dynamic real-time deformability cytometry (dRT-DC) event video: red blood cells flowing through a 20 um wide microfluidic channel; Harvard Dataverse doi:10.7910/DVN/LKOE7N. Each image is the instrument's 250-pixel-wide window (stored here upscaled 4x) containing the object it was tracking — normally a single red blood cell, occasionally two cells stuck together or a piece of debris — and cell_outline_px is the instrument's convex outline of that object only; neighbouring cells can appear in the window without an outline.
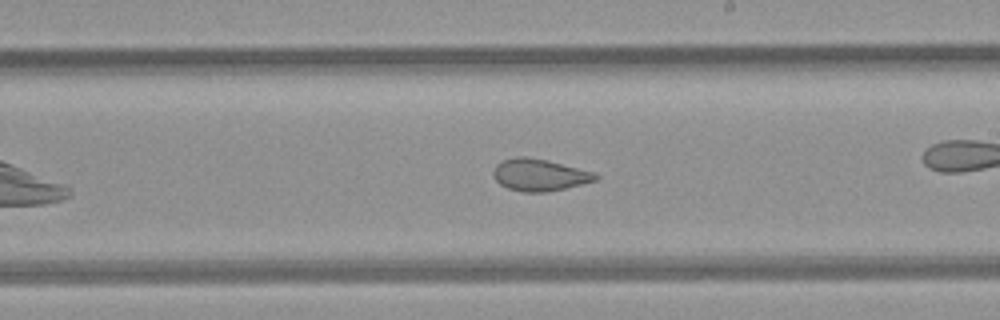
{"species": "common noctule bat (a hibernating species)", "species_latin": "Nyctalus noctula", "temperature_condition": "room temperature", "stored_images_in_passage": 33, "camera_frame_rate_fps": 3000, "um_per_image_px": 0.085, "animal": {"sex": "female", "body_mass_g": 21.9}, "frame": {"image": 1, "passage_image": 19, "time_ms": 6.0, "image_size_px": [1000, 320], "cell_outline_px": [[600, 176], [596, 180], [564, 188], [544, 192], [524, 192], [508, 188], [500, 184], [492, 176], [492, 172], [496, 164], [504, 160], [516, 156], [524, 156], [548, 160], [596, 172]], "centroid_in_image_um": [45.85, 14.85], "position_along_channel_um": 243.2, "area_um2": 19.07}, "authors_computed_cell_mechanics": {"area_um2": 19.7676, "velocity_mm_per_s": 4.2881, "shape_relaxation_time_tau1_ms": null, "shape_relaxation_time_tau2_ms": 1.5055, "deformation_change_tau1": null, "deformation_change_tau2": 0.0676}}